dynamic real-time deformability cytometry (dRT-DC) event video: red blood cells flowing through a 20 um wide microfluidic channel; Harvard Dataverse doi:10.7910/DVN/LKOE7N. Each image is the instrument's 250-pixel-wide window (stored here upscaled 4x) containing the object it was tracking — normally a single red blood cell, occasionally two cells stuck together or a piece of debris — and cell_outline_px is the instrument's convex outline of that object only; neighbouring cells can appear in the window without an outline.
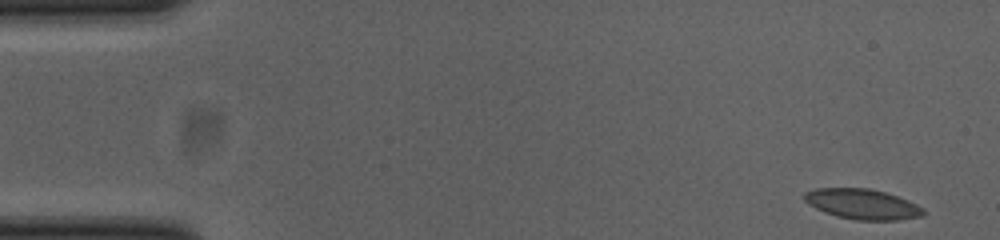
{"species": "common noctule bat (a hibernating species)", "species_latin": "Nyctalus noctula", "temperature_condition": "cold", "stored_images_in_passage": 52, "camera_frame_rate_fps": 3000, "um_per_image_px": 0.085, "animal": {"sex": "female", "body_mass_g": 23.0, "forearm_length_mm": 53.4}, "frame": {"image": 1, "passage_image": 1, "time_ms": 0.0, "image_size_px": [1000, 240], "cell_outline_px": [[928, 212], [924, 216], [900, 220], [856, 220], [836, 216], [824, 212], [808, 204], [804, 200], [804, 192], [816, 188], [868, 188], [884, 192], [908, 200], [924, 208]], "centroid_in_image_um": [73.33, 17.36], "position_along_channel_um": 11.7, "area_um2": 21.15}}
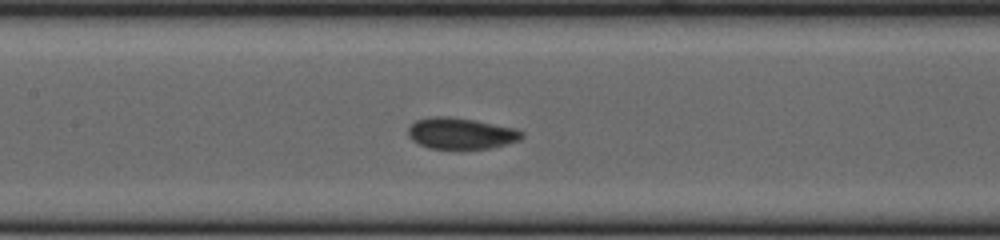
{"frame": {"image": 2, "passage_image": 23, "time_ms": 7.333, "image_size_px": [1000, 240], "cell_outline_px": [[524, 136], [520, 140], [492, 148], [428, 148], [412, 140], [408, 136], [408, 128], [416, 120], [436, 116], [448, 116], [476, 120], [516, 128], [524, 132]], "centroid_in_image_um": [39.21, 11.33], "position_along_channel_um": 168.2, "area_um2": 20.69}}
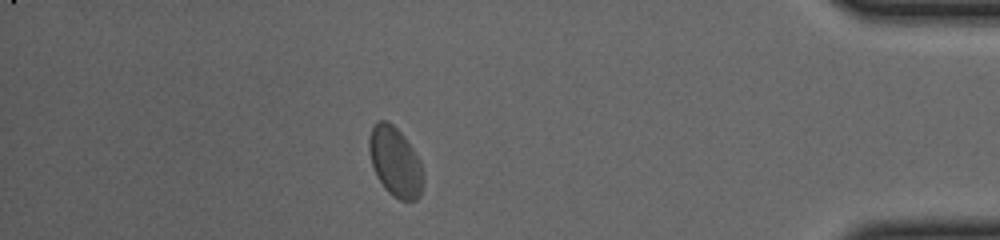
{"frame": {"image": 3, "passage_image": 45, "time_ms": 14.667, "image_size_px": [1000, 240], "cell_outline_px": [[424, 184], [420, 196], [416, 200], [400, 200], [392, 196], [384, 188], [376, 176], [368, 152], [368, 136], [376, 120], [388, 120], [404, 136], [420, 160], [424, 172]], "centroid_in_image_um": [33.59, 13.76], "position_along_channel_um": 401.6, "area_um2": 22.37}, "authors_computed_cell_mechanics": {"area_um2": 21.0392, "velocity_mm_per_s": 3.7853, "shape_relaxation_time_tau1_ms": 4.6606, "shape_relaxation_time_tau2_ms": 1.3455, "deformation_change_tau1": 0.1007, "deformation_change_tau2": 0.0453}}